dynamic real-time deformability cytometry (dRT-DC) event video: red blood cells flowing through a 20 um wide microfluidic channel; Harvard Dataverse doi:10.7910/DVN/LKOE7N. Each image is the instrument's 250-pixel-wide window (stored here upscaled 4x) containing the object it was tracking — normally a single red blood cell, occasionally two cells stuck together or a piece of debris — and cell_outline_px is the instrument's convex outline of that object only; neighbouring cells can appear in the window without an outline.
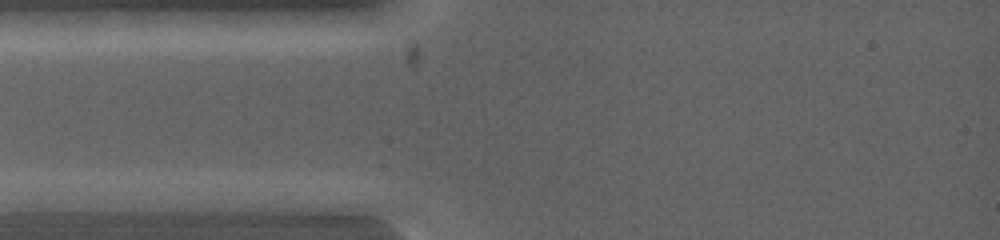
{"species": "common noctule bat (a hibernating species)", "species_latin": "Nyctalus noctula", "temperature_condition": "warm", "stored_images_in_passage": 4, "camera_frame_rate_fps": 5000, "um_per_image_px": 0.085, "animal": {"sex": "female", "body_mass_g": 19.0, "forearm_length_mm": 53.3}, "frame": {"image": 1, "passage_image": 2, "time_ms": 0.2, "image_size_px": [1000, 240], "cell_outline_px": [[124, 200], [96, 212], [16, 212], [12, 200], [20, 192], [40, 192]], "centroid_in_image_um": [5.06, 17.25], "position_along_channel_um": 79.9, "area_um2": 12.14}}